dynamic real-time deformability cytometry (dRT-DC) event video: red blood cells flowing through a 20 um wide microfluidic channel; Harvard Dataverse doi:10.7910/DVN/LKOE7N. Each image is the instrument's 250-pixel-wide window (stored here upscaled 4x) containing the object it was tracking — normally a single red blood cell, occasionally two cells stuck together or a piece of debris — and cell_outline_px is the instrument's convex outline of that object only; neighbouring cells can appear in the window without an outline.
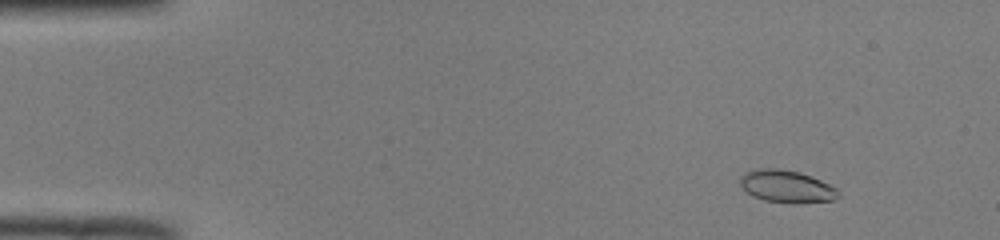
{"species": "common noctule bat (a hibernating species)", "species_latin": "Nyctalus noctula", "temperature_condition": "room temperature", "stored_images_in_passage": 52, "camera_frame_rate_fps": 3000, "um_per_image_px": 0.085, "animal": {"sex": "male", "body_mass_g": 19.0, "forearm_length_mm": 50.8}, "frame": {"image": 1, "passage_image": 6, "time_ms": 1.667, "image_size_px": [1000, 240], "cell_outline_px": [[840, 196], [832, 200], [796, 204], [792, 204], [764, 200], [752, 196], [740, 184], [740, 176], [744, 172], [760, 168], [780, 168], [800, 172], [812, 176], [836, 188], [840, 192]], "centroid_in_image_um": [66.87, 15.85], "position_along_channel_um": 18.1, "area_um2": 18.73}}
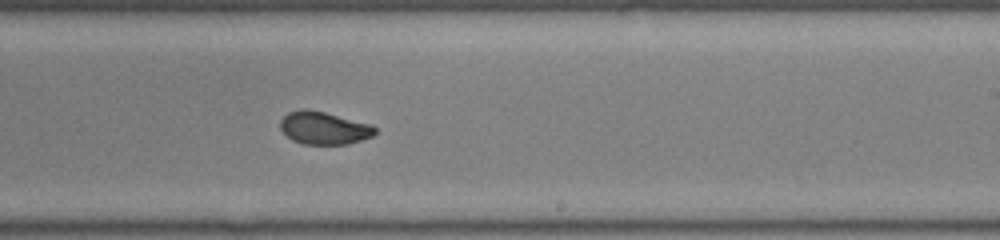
{"frame": {"image": 2, "passage_image": 32, "time_ms": 10.333, "image_size_px": [1000, 240], "cell_outline_px": [[376, 132], [372, 136], [348, 144], [304, 144], [292, 140], [280, 128], [280, 120], [288, 112], [304, 108], [324, 112], [372, 124], [376, 128]], "centroid_in_image_um": [27.53, 10.87], "position_along_channel_um": 261.5, "area_um2": 17.98}}
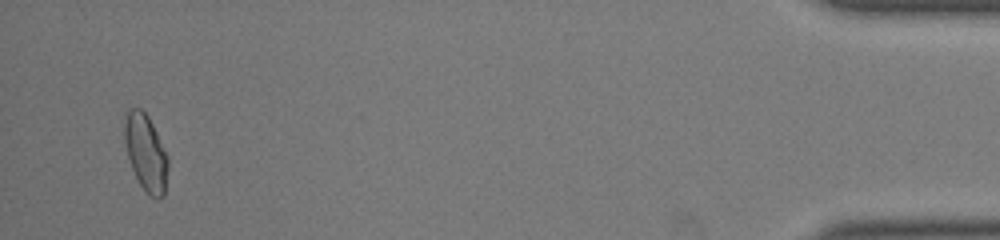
{"frame": {"image": 3, "passage_image": 50, "time_ms": 16.333, "image_size_px": [1000, 240], "cell_outline_px": [[168, 168], [164, 196], [160, 200], [156, 200], [148, 196], [140, 184], [132, 168], [128, 156], [124, 140], [124, 124], [128, 108], [140, 108], [148, 116], [168, 156]], "centroid_in_image_um": [12.4, 13.02], "position_along_channel_um": 422.8, "area_um2": 19.48}, "authors_computed_cell_mechanics": {"area_um2": 18.5538, "velocity_mm_per_s": 3.9995, "shape_relaxation_time_tau1_ms": null, "shape_relaxation_time_tau2_ms": 1.1128, "deformation_change_tau1": null, "deformation_change_tau2": 0.0456}}